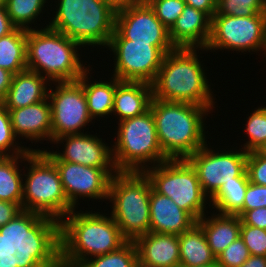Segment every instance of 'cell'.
<instances>
[{"instance_id": "21", "label": "cell", "mask_w": 266, "mask_h": 267, "mask_svg": "<svg viewBox=\"0 0 266 267\" xmlns=\"http://www.w3.org/2000/svg\"><path fill=\"white\" fill-rule=\"evenodd\" d=\"M150 227L149 232L180 235L190 230L197 221L182 210L169 197L155 192L150 194Z\"/></svg>"}, {"instance_id": "31", "label": "cell", "mask_w": 266, "mask_h": 267, "mask_svg": "<svg viewBox=\"0 0 266 267\" xmlns=\"http://www.w3.org/2000/svg\"><path fill=\"white\" fill-rule=\"evenodd\" d=\"M254 110V111H253ZM248 117L244 118L245 126H243V131L246 136L245 139H241L245 141L241 146L244 151L251 152L259 150L263 144L266 142V105L257 106L252 109V112L246 114Z\"/></svg>"}, {"instance_id": "44", "label": "cell", "mask_w": 266, "mask_h": 267, "mask_svg": "<svg viewBox=\"0 0 266 267\" xmlns=\"http://www.w3.org/2000/svg\"><path fill=\"white\" fill-rule=\"evenodd\" d=\"M16 28L9 18L6 8H0V37L12 33Z\"/></svg>"}, {"instance_id": "9", "label": "cell", "mask_w": 266, "mask_h": 267, "mask_svg": "<svg viewBox=\"0 0 266 267\" xmlns=\"http://www.w3.org/2000/svg\"><path fill=\"white\" fill-rule=\"evenodd\" d=\"M143 172L155 192L171 198L196 221L209 213L210 199L203 193L197 172L186 159H169Z\"/></svg>"}, {"instance_id": "51", "label": "cell", "mask_w": 266, "mask_h": 267, "mask_svg": "<svg viewBox=\"0 0 266 267\" xmlns=\"http://www.w3.org/2000/svg\"><path fill=\"white\" fill-rule=\"evenodd\" d=\"M135 267H144V266H142V265H140V264L138 263Z\"/></svg>"}, {"instance_id": "29", "label": "cell", "mask_w": 266, "mask_h": 267, "mask_svg": "<svg viewBox=\"0 0 266 267\" xmlns=\"http://www.w3.org/2000/svg\"><path fill=\"white\" fill-rule=\"evenodd\" d=\"M50 2L51 0H6L5 8L9 18L17 28L26 30L41 29L44 28V23L40 26L38 22H41L40 20L44 17L43 13L45 14V11L49 16L51 15L50 11L46 9L47 6L49 7ZM36 19H39L38 22Z\"/></svg>"}, {"instance_id": "37", "label": "cell", "mask_w": 266, "mask_h": 267, "mask_svg": "<svg viewBox=\"0 0 266 267\" xmlns=\"http://www.w3.org/2000/svg\"><path fill=\"white\" fill-rule=\"evenodd\" d=\"M240 237L252 256L266 257V230L241 222Z\"/></svg>"}, {"instance_id": "50", "label": "cell", "mask_w": 266, "mask_h": 267, "mask_svg": "<svg viewBox=\"0 0 266 267\" xmlns=\"http://www.w3.org/2000/svg\"><path fill=\"white\" fill-rule=\"evenodd\" d=\"M6 5V0H0V8L5 7Z\"/></svg>"}, {"instance_id": "48", "label": "cell", "mask_w": 266, "mask_h": 267, "mask_svg": "<svg viewBox=\"0 0 266 267\" xmlns=\"http://www.w3.org/2000/svg\"><path fill=\"white\" fill-rule=\"evenodd\" d=\"M179 267H186V266H179ZM197 267H219L217 263L210 264V265H203V266H197Z\"/></svg>"}, {"instance_id": "43", "label": "cell", "mask_w": 266, "mask_h": 267, "mask_svg": "<svg viewBox=\"0 0 266 267\" xmlns=\"http://www.w3.org/2000/svg\"><path fill=\"white\" fill-rule=\"evenodd\" d=\"M14 74L8 70L0 68V103L4 101L12 83Z\"/></svg>"}, {"instance_id": "19", "label": "cell", "mask_w": 266, "mask_h": 267, "mask_svg": "<svg viewBox=\"0 0 266 267\" xmlns=\"http://www.w3.org/2000/svg\"><path fill=\"white\" fill-rule=\"evenodd\" d=\"M138 263L144 267H179L178 235L153 233L137 237L134 241Z\"/></svg>"}, {"instance_id": "4", "label": "cell", "mask_w": 266, "mask_h": 267, "mask_svg": "<svg viewBox=\"0 0 266 267\" xmlns=\"http://www.w3.org/2000/svg\"><path fill=\"white\" fill-rule=\"evenodd\" d=\"M149 109L155 119L160 147L168 159H187L208 143L211 135L206 118L212 114L209 108L152 97Z\"/></svg>"}, {"instance_id": "3", "label": "cell", "mask_w": 266, "mask_h": 267, "mask_svg": "<svg viewBox=\"0 0 266 267\" xmlns=\"http://www.w3.org/2000/svg\"><path fill=\"white\" fill-rule=\"evenodd\" d=\"M200 50L206 53L203 48H175L165 54L152 83L153 98L199 105L209 108L213 113L218 107L215 104L216 94L205 72L208 69L203 63L205 59H200L203 58Z\"/></svg>"}, {"instance_id": "38", "label": "cell", "mask_w": 266, "mask_h": 267, "mask_svg": "<svg viewBox=\"0 0 266 267\" xmlns=\"http://www.w3.org/2000/svg\"><path fill=\"white\" fill-rule=\"evenodd\" d=\"M246 172L249 182L256 185H266V154L258 150L248 152Z\"/></svg>"}, {"instance_id": "42", "label": "cell", "mask_w": 266, "mask_h": 267, "mask_svg": "<svg viewBox=\"0 0 266 267\" xmlns=\"http://www.w3.org/2000/svg\"><path fill=\"white\" fill-rule=\"evenodd\" d=\"M185 3L195 9L205 12L210 18L216 13L217 0H184Z\"/></svg>"}, {"instance_id": "11", "label": "cell", "mask_w": 266, "mask_h": 267, "mask_svg": "<svg viewBox=\"0 0 266 267\" xmlns=\"http://www.w3.org/2000/svg\"><path fill=\"white\" fill-rule=\"evenodd\" d=\"M233 143L236 147L232 144L231 147L228 145L221 149V145L215 148L208 141V144L186 159L196 170L202 191L209 199L224 183L234 181V178L241 177L246 172L248 152L238 148L239 144Z\"/></svg>"}, {"instance_id": "27", "label": "cell", "mask_w": 266, "mask_h": 267, "mask_svg": "<svg viewBox=\"0 0 266 267\" xmlns=\"http://www.w3.org/2000/svg\"><path fill=\"white\" fill-rule=\"evenodd\" d=\"M27 154L0 156V200L17 203L22 207L23 165Z\"/></svg>"}, {"instance_id": "39", "label": "cell", "mask_w": 266, "mask_h": 267, "mask_svg": "<svg viewBox=\"0 0 266 267\" xmlns=\"http://www.w3.org/2000/svg\"><path fill=\"white\" fill-rule=\"evenodd\" d=\"M266 207V185L249 182L244 196L243 207L235 214L239 217L247 210Z\"/></svg>"}, {"instance_id": "1", "label": "cell", "mask_w": 266, "mask_h": 267, "mask_svg": "<svg viewBox=\"0 0 266 267\" xmlns=\"http://www.w3.org/2000/svg\"><path fill=\"white\" fill-rule=\"evenodd\" d=\"M89 208L92 210L73 209L46 235L45 257L56 267H78L90 258L119 249L128 241L105 212L106 207L101 211L94 206Z\"/></svg>"}, {"instance_id": "2", "label": "cell", "mask_w": 266, "mask_h": 267, "mask_svg": "<svg viewBox=\"0 0 266 267\" xmlns=\"http://www.w3.org/2000/svg\"><path fill=\"white\" fill-rule=\"evenodd\" d=\"M22 209L45 236L75 209L56 165L42 151H30L24 157Z\"/></svg>"}, {"instance_id": "41", "label": "cell", "mask_w": 266, "mask_h": 267, "mask_svg": "<svg viewBox=\"0 0 266 267\" xmlns=\"http://www.w3.org/2000/svg\"><path fill=\"white\" fill-rule=\"evenodd\" d=\"M240 219L243 224L266 230V207L247 210Z\"/></svg>"}, {"instance_id": "35", "label": "cell", "mask_w": 266, "mask_h": 267, "mask_svg": "<svg viewBox=\"0 0 266 267\" xmlns=\"http://www.w3.org/2000/svg\"><path fill=\"white\" fill-rule=\"evenodd\" d=\"M154 10L156 17L169 30L183 12L184 0H145Z\"/></svg>"}, {"instance_id": "30", "label": "cell", "mask_w": 266, "mask_h": 267, "mask_svg": "<svg viewBox=\"0 0 266 267\" xmlns=\"http://www.w3.org/2000/svg\"><path fill=\"white\" fill-rule=\"evenodd\" d=\"M249 184L247 172L234 181L224 183L219 191L210 199V210L219 214L235 215L244 204V196ZM215 209V210H214Z\"/></svg>"}, {"instance_id": "34", "label": "cell", "mask_w": 266, "mask_h": 267, "mask_svg": "<svg viewBox=\"0 0 266 267\" xmlns=\"http://www.w3.org/2000/svg\"><path fill=\"white\" fill-rule=\"evenodd\" d=\"M266 13L264 0H217L215 14L249 17Z\"/></svg>"}, {"instance_id": "26", "label": "cell", "mask_w": 266, "mask_h": 267, "mask_svg": "<svg viewBox=\"0 0 266 267\" xmlns=\"http://www.w3.org/2000/svg\"><path fill=\"white\" fill-rule=\"evenodd\" d=\"M180 266L197 267L217 263L202 228L196 223L178 235Z\"/></svg>"}, {"instance_id": "24", "label": "cell", "mask_w": 266, "mask_h": 267, "mask_svg": "<svg viewBox=\"0 0 266 267\" xmlns=\"http://www.w3.org/2000/svg\"><path fill=\"white\" fill-rule=\"evenodd\" d=\"M93 66L94 65H91L83 73L82 87L85 92L90 117L94 121L97 119V121H100V119L104 121L105 118L110 119L114 107L115 89L121 81L110 74H108V76H111V78L108 77V79L106 77H100L99 80L94 79L91 75L95 73L93 72Z\"/></svg>"}, {"instance_id": "32", "label": "cell", "mask_w": 266, "mask_h": 267, "mask_svg": "<svg viewBox=\"0 0 266 267\" xmlns=\"http://www.w3.org/2000/svg\"><path fill=\"white\" fill-rule=\"evenodd\" d=\"M138 254L135 243L127 241L119 249L82 262L78 267H135Z\"/></svg>"}, {"instance_id": "5", "label": "cell", "mask_w": 266, "mask_h": 267, "mask_svg": "<svg viewBox=\"0 0 266 267\" xmlns=\"http://www.w3.org/2000/svg\"><path fill=\"white\" fill-rule=\"evenodd\" d=\"M52 3L50 22L44 20L49 28L74 40L85 50L87 47L102 49V46L106 49L115 31L118 5L111 0H55V4Z\"/></svg>"}, {"instance_id": "17", "label": "cell", "mask_w": 266, "mask_h": 267, "mask_svg": "<svg viewBox=\"0 0 266 267\" xmlns=\"http://www.w3.org/2000/svg\"><path fill=\"white\" fill-rule=\"evenodd\" d=\"M0 235L25 259L45 256L46 236L17 203L0 200Z\"/></svg>"}, {"instance_id": "8", "label": "cell", "mask_w": 266, "mask_h": 267, "mask_svg": "<svg viewBox=\"0 0 266 267\" xmlns=\"http://www.w3.org/2000/svg\"><path fill=\"white\" fill-rule=\"evenodd\" d=\"M116 125V135L112 136L115 140L110 142L117 171L143 172L169 160L160 147L150 109L140 116L116 121Z\"/></svg>"}, {"instance_id": "25", "label": "cell", "mask_w": 266, "mask_h": 267, "mask_svg": "<svg viewBox=\"0 0 266 267\" xmlns=\"http://www.w3.org/2000/svg\"><path fill=\"white\" fill-rule=\"evenodd\" d=\"M209 214L200 218L197 224L202 228L212 253L217 257L240 236L241 219L238 215L219 214L215 211H209Z\"/></svg>"}, {"instance_id": "18", "label": "cell", "mask_w": 266, "mask_h": 267, "mask_svg": "<svg viewBox=\"0 0 266 267\" xmlns=\"http://www.w3.org/2000/svg\"><path fill=\"white\" fill-rule=\"evenodd\" d=\"M14 134L19 141L52 145L51 105L49 99L18 109H7ZM21 138V140H20ZM50 141V142H49Z\"/></svg>"}, {"instance_id": "33", "label": "cell", "mask_w": 266, "mask_h": 267, "mask_svg": "<svg viewBox=\"0 0 266 267\" xmlns=\"http://www.w3.org/2000/svg\"><path fill=\"white\" fill-rule=\"evenodd\" d=\"M26 146L14 134L10 114L7 108L0 103V156H18L30 151H39L37 147Z\"/></svg>"}, {"instance_id": "40", "label": "cell", "mask_w": 266, "mask_h": 267, "mask_svg": "<svg viewBox=\"0 0 266 267\" xmlns=\"http://www.w3.org/2000/svg\"><path fill=\"white\" fill-rule=\"evenodd\" d=\"M25 258L0 235V267H23Z\"/></svg>"}, {"instance_id": "49", "label": "cell", "mask_w": 266, "mask_h": 267, "mask_svg": "<svg viewBox=\"0 0 266 267\" xmlns=\"http://www.w3.org/2000/svg\"><path fill=\"white\" fill-rule=\"evenodd\" d=\"M258 151L263 154H266V142L263 144V146Z\"/></svg>"}, {"instance_id": "16", "label": "cell", "mask_w": 266, "mask_h": 267, "mask_svg": "<svg viewBox=\"0 0 266 267\" xmlns=\"http://www.w3.org/2000/svg\"><path fill=\"white\" fill-rule=\"evenodd\" d=\"M98 134V135H97ZM99 133L65 135L57 138L51 148H38L51 161H66L96 168H115L112 145L101 138ZM62 145V146H61ZM58 146V147H57ZM53 147L57 149L54 151ZM61 147V151L58 150ZM43 149V150H42ZM58 150V151H57Z\"/></svg>"}, {"instance_id": "46", "label": "cell", "mask_w": 266, "mask_h": 267, "mask_svg": "<svg viewBox=\"0 0 266 267\" xmlns=\"http://www.w3.org/2000/svg\"><path fill=\"white\" fill-rule=\"evenodd\" d=\"M240 267H266V257L250 255Z\"/></svg>"}, {"instance_id": "23", "label": "cell", "mask_w": 266, "mask_h": 267, "mask_svg": "<svg viewBox=\"0 0 266 267\" xmlns=\"http://www.w3.org/2000/svg\"><path fill=\"white\" fill-rule=\"evenodd\" d=\"M152 97V84L121 81L115 89L111 116L116 118L112 119L119 122L144 114L150 108Z\"/></svg>"}, {"instance_id": "13", "label": "cell", "mask_w": 266, "mask_h": 267, "mask_svg": "<svg viewBox=\"0 0 266 267\" xmlns=\"http://www.w3.org/2000/svg\"><path fill=\"white\" fill-rule=\"evenodd\" d=\"M48 99L51 105L52 143L65 135L86 133L89 131L86 126L96 123L88 111L82 76L76 81L51 83Z\"/></svg>"}, {"instance_id": "28", "label": "cell", "mask_w": 266, "mask_h": 267, "mask_svg": "<svg viewBox=\"0 0 266 267\" xmlns=\"http://www.w3.org/2000/svg\"><path fill=\"white\" fill-rule=\"evenodd\" d=\"M0 68L12 74L27 69V30L16 28L12 33L0 37Z\"/></svg>"}, {"instance_id": "20", "label": "cell", "mask_w": 266, "mask_h": 267, "mask_svg": "<svg viewBox=\"0 0 266 267\" xmlns=\"http://www.w3.org/2000/svg\"><path fill=\"white\" fill-rule=\"evenodd\" d=\"M210 35L211 18L205 12L187 4L169 29V37L175 48L205 49Z\"/></svg>"}, {"instance_id": "10", "label": "cell", "mask_w": 266, "mask_h": 267, "mask_svg": "<svg viewBox=\"0 0 266 267\" xmlns=\"http://www.w3.org/2000/svg\"><path fill=\"white\" fill-rule=\"evenodd\" d=\"M205 49L209 53L213 51V54L218 50L228 51L227 53L233 51L236 54L241 52L239 55L255 52L264 59L266 13L249 17L214 14L211 18L210 39Z\"/></svg>"}, {"instance_id": "47", "label": "cell", "mask_w": 266, "mask_h": 267, "mask_svg": "<svg viewBox=\"0 0 266 267\" xmlns=\"http://www.w3.org/2000/svg\"><path fill=\"white\" fill-rule=\"evenodd\" d=\"M111 1L119 6L130 0H111Z\"/></svg>"}, {"instance_id": "36", "label": "cell", "mask_w": 266, "mask_h": 267, "mask_svg": "<svg viewBox=\"0 0 266 267\" xmlns=\"http://www.w3.org/2000/svg\"><path fill=\"white\" fill-rule=\"evenodd\" d=\"M250 255L243 239L239 236L216 257V262L219 267H240Z\"/></svg>"}, {"instance_id": "6", "label": "cell", "mask_w": 266, "mask_h": 267, "mask_svg": "<svg viewBox=\"0 0 266 267\" xmlns=\"http://www.w3.org/2000/svg\"><path fill=\"white\" fill-rule=\"evenodd\" d=\"M82 50L74 40L47 25L27 30V69L50 83L76 81L83 75L91 64L82 60Z\"/></svg>"}, {"instance_id": "52", "label": "cell", "mask_w": 266, "mask_h": 267, "mask_svg": "<svg viewBox=\"0 0 266 267\" xmlns=\"http://www.w3.org/2000/svg\"><path fill=\"white\" fill-rule=\"evenodd\" d=\"M265 58L264 59H262V60H264V61H266V53H265V56H264ZM264 63H266V62H264ZM266 65V64H265Z\"/></svg>"}, {"instance_id": "12", "label": "cell", "mask_w": 266, "mask_h": 267, "mask_svg": "<svg viewBox=\"0 0 266 267\" xmlns=\"http://www.w3.org/2000/svg\"><path fill=\"white\" fill-rule=\"evenodd\" d=\"M106 51H110L115 78L120 81L152 84L157 77L165 54L151 43H134L113 32ZM112 55V56H111Z\"/></svg>"}, {"instance_id": "15", "label": "cell", "mask_w": 266, "mask_h": 267, "mask_svg": "<svg viewBox=\"0 0 266 267\" xmlns=\"http://www.w3.org/2000/svg\"><path fill=\"white\" fill-rule=\"evenodd\" d=\"M52 162L59 172L67 200L75 209L81 208V199H92L93 205L94 200L104 201L107 205L109 183L111 177L118 172L116 168H96L66 161Z\"/></svg>"}, {"instance_id": "22", "label": "cell", "mask_w": 266, "mask_h": 267, "mask_svg": "<svg viewBox=\"0 0 266 267\" xmlns=\"http://www.w3.org/2000/svg\"><path fill=\"white\" fill-rule=\"evenodd\" d=\"M50 82L37 72L26 69L13 76L2 104L7 109H18L48 98Z\"/></svg>"}, {"instance_id": "45", "label": "cell", "mask_w": 266, "mask_h": 267, "mask_svg": "<svg viewBox=\"0 0 266 267\" xmlns=\"http://www.w3.org/2000/svg\"><path fill=\"white\" fill-rule=\"evenodd\" d=\"M23 267H56L48 258L45 256L40 258L26 259Z\"/></svg>"}, {"instance_id": "7", "label": "cell", "mask_w": 266, "mask_h": 267, "mask_svg": "<svg viewBox=\"0 0 266 267\" xmlns=\"http://www.w3.org/2000/svg\"><path fill=\"white\" fill-rule=\"evenodd\" d=\"M151 188L144 172L118 171L111 177L106 207L128 241L149 232Z\"/></svg>"}, {"instance_id": "14", "label": "cell", "mask_w": 266, "mask_h": 267, "mask_svg": "<svg viewBox=\"0 0 266 267\" xmlns=\"http://www.w3.org/2000/svg\"><path fill=\"white\" fill-rule=\"evenodd\" d=\"M115 30L134 43H151L164 54L175 49L169 30L145 0H130L117 7Z\"/></svg>"}]
</instances>
